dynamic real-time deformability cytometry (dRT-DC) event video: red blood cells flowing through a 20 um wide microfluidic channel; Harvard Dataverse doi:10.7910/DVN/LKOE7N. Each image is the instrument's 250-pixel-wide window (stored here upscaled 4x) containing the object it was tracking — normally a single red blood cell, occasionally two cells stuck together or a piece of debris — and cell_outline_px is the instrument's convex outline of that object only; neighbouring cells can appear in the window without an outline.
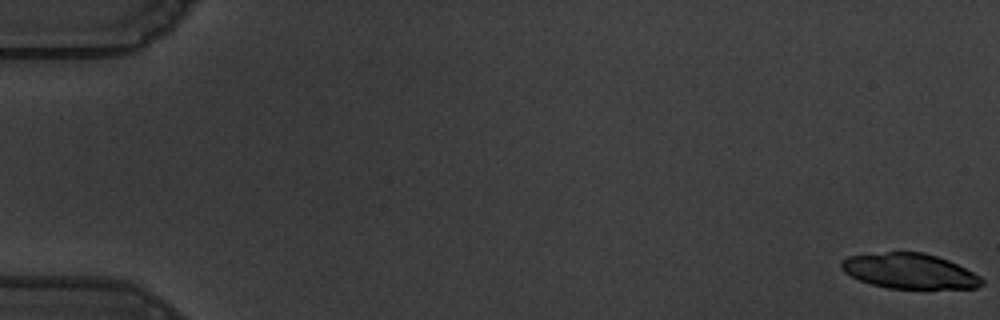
{"species": "common noctule bat (a hibernating species)", "species_latin": "Nyctalus noctula", "temperature_condition": "warm", "stored_images_in_passage": 22, "camera_frame_rate_fps": 3000, "um_per_image_px": 0.085, "animal": {"sex": "male", "body_mass_g": 19.5, "forearm_length_mm": 54.6}, "frame": {"image": 1, "passage_image": 1, "time_ms": 0.0, "image_size_px": [1000, 320], "cell_outline_px": [[984, 284], [976, 288], [888, 288], [872, 284], [860, 280], [844, 272], [840, 268], [840, 260], [848, 256], [888, 252], [924, 252], [948, 260], [980, 276], [984, 280]], "centroid_in_image_um": [77.29, 23.04], "position_along_channel_um": 7.7, "area_um2": 28.61}}